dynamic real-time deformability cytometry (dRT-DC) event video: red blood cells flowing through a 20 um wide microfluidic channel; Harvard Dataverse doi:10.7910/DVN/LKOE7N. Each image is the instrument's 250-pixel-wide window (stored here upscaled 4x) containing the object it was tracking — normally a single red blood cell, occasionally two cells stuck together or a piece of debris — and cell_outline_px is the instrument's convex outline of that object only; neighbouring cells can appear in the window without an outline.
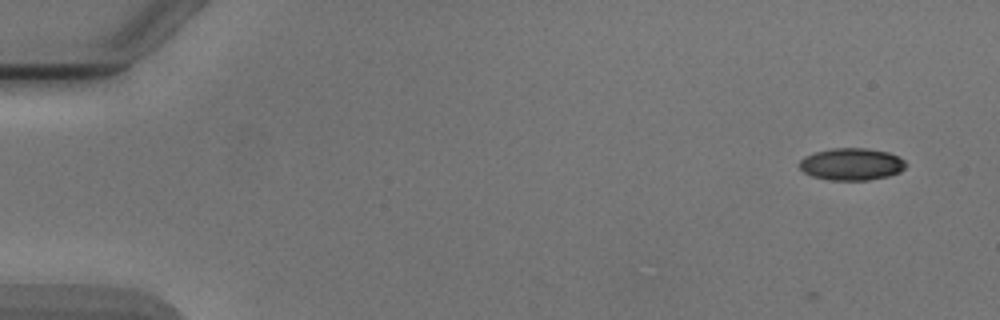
{"species": "Egyptian fruit bat (a non-hibernating species)", "species_latin": "Rousettus aegyptiacus", "temperature_condition": "cold", "stored_images_in_passage": 5, "camera_frame_rate_fps": 3000, "um_per_image_px": 0.085, "animal": {"sex": "male"}, "frame": {"image": 1, "passage_image": 1, "time_ms": 0.0, "image_size_px": [1000, 320], "cell_outline_px": [[908, 164], [900, 172], [888, 176], [868, 180], [832, 180], [812, 176], [804, 172], [800, 168], [800, 160], [804, 156], [816, 152], [832, 148], [868, 148], [888, 152], [904, 160]], "centroid_in_image_um": [72.39, 13.95], "position_along_channel_um": 12.6, "area_um2": 19.88}}
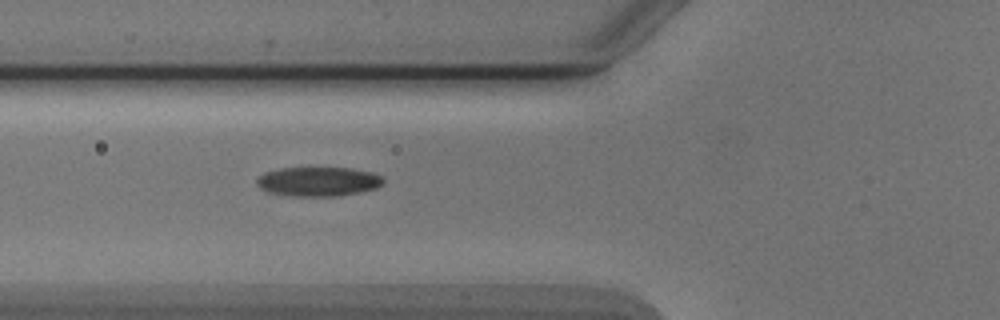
{"frame": {"image": 2, "passage_image": 5, "time_ms": 5.667, "image_size_px": [1000, 320], "cell_outline_px": [[384, 180], [376, 188], [360, 192], [340, 196], [292, 196], [268, 192], [260, 188], [256, 184], [256, 180], [264, 172], [280, 168], [348, 168], [372, 172], [380, 176]], "centroid_in_image_um": [27.02, 15.43], "position_along_channel_um": 98.8, "area_um2": 21.56}}